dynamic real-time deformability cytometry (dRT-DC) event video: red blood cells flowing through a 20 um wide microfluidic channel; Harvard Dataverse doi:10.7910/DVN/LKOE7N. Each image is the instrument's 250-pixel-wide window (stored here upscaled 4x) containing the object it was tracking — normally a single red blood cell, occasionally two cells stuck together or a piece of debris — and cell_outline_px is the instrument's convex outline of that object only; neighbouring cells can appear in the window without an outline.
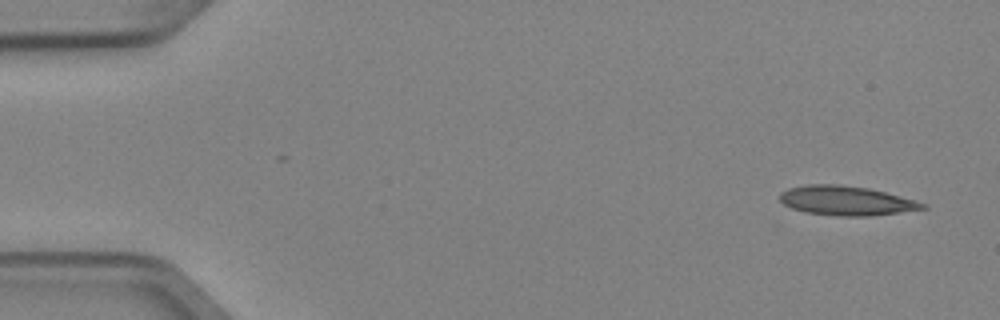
{"species": "Egyptian fruit bat (a non-hibernating species)", "species_latin": "Rousettus aegyptiacus", "temperature_condition": "cold", "stored_images_in_passage": 4, "camera_frame_rate_fps": 3000, "um_per_image_px": 0.085, "animal": {"sex": "female"}, "frame": {"image": 1, "passage_image": 1, "time_ms": 0.0, "image_size_px": [1000, 320], "cell_outline_px": [[928, 208], [872, 216], [840, 216], [804, 212], [792, 208], [784, 204], [780, 200], [780, 192], [788, 188], [808, 184], [832, 184], [868, 188], [916, 200], [928, 204]], "centroid_in_image_um": [71.94, 17.06], "position_along_channel_um": 13.1, "area_um2": 24.39}}
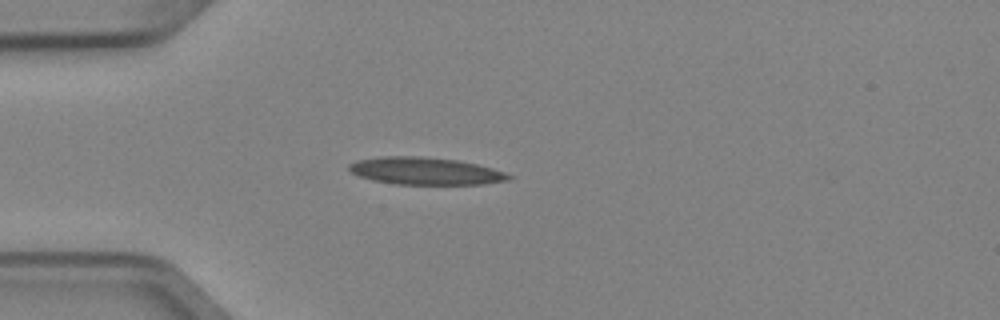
{"frame": {"image": 2, "passage_image": 4, "time_ms": 1.0, "image_size_px": [1000, 320], "cell_outline_px": [[512, 176], [508, 180], [484, 184], [396, 184], [372, 180], [360, 176], [352, 172], [348, 168], [348, 164], [356, 160], [384, 156], [420, 156], [456, 160], [476, 164], [492, 168], [504, 172]], "centroid_in_image_um": [36.13, 14.53], "position_along_channel_um": 48.9, "area_um2": 25.26}}